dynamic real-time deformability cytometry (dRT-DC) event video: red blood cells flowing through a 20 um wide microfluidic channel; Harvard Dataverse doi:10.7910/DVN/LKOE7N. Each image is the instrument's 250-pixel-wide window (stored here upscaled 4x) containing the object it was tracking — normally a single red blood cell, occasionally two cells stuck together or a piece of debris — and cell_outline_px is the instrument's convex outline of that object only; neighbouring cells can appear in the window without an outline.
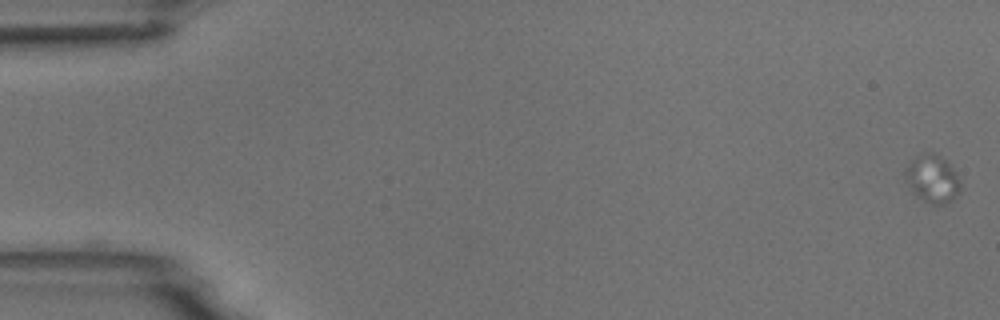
{"species": "common noctule bat (a hibernating species)", "species_latin": "Nyctalus noctula", "temperature_condition": "room temperature", "stored_images_in_passage": 6, "camera_frame_rate_fps": 3000, "um_per_image_px": 0.085, "animal": {"sex": "male", "body_mass_g": 18.8}, "frame": {"image": 1, "passage_image": 1, "time_ms": 0.0, "image_size_px": [1000, 320], "cell_outline_px": [[960, 192], [956, 196], [944, 204], [932, 204], [916, 196], [912, 192], [904, 176], [904, 168], [912, 160], [924, 152], [932, 152], [940, 156], [956, 172], [960, 180]], "centroid_in_image_um": [79.24, 15.2], "position_along_channel_um": 5.8, "area_um2": 15.26}}
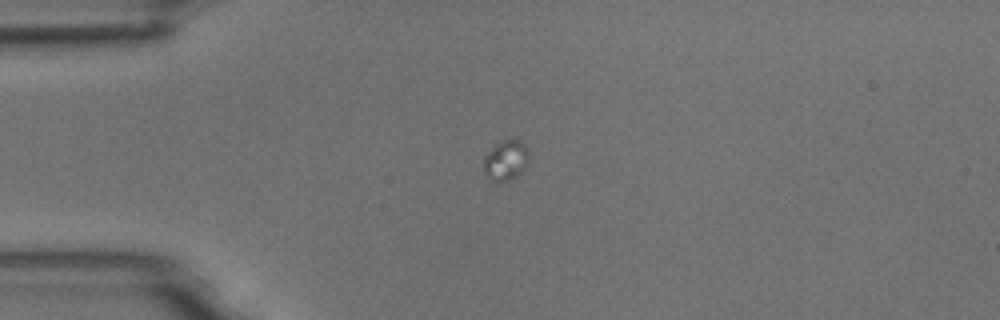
{"frame": {"image": 2, "passage_image": 5, "time_ms": 5.0, "image_size_px": [1000, 320], "cell_outline_px": [[528, 164], [516, 176], [500, 184], [492, 184], [484, 172], [484, 156], [500, 140], [520, 140], [528, 148]], "centroid_in_image_um": [42.97, 13.67], "position_along_channel_um": 42.0, "area_um2": 10.81}}